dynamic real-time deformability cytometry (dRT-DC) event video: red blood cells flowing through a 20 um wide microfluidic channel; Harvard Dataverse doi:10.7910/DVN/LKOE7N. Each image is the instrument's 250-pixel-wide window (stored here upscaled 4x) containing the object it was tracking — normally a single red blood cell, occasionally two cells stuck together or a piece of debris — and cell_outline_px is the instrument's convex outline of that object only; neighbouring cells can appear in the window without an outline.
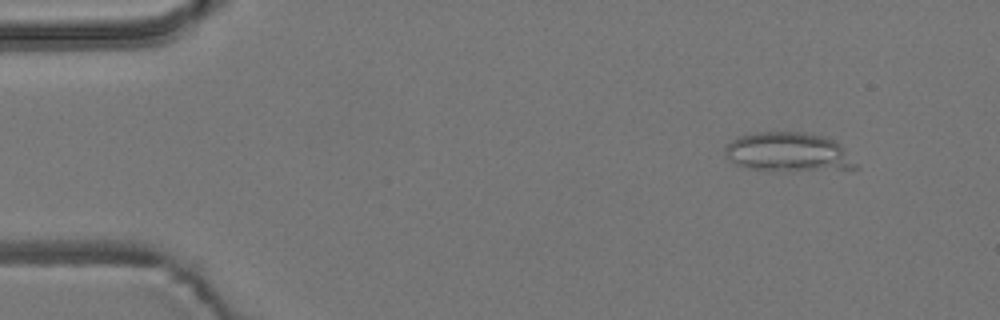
{"species": "common noctule bat (a hibernating species)", "species_latin": "Nyctalus noctula", "temperature_condition": "room temperature", "stored_images_in_passage": 5, "camera_frame_rate_fps": 3000, "um_per_image_px": 0.085, "animal": {"sex": "male", "body_mass_g": 19.2, "forearm_length_mm": 51.8}, "frame": {"image": 1, "passage_image": 5, "time_ms": 4.667, "image_size_px": [1000, 320], "cell_outline_px": [[860, 168], [748, 168], [736, 164], [724, 156], [724, 148], [736, 136], [756, 132], [804, 132], [824, 136], [840, 144]], "centroid_in_image_um": [66.93, 12.86], "position_along_channel_um": 18.1, "area_um2": 28.67}}